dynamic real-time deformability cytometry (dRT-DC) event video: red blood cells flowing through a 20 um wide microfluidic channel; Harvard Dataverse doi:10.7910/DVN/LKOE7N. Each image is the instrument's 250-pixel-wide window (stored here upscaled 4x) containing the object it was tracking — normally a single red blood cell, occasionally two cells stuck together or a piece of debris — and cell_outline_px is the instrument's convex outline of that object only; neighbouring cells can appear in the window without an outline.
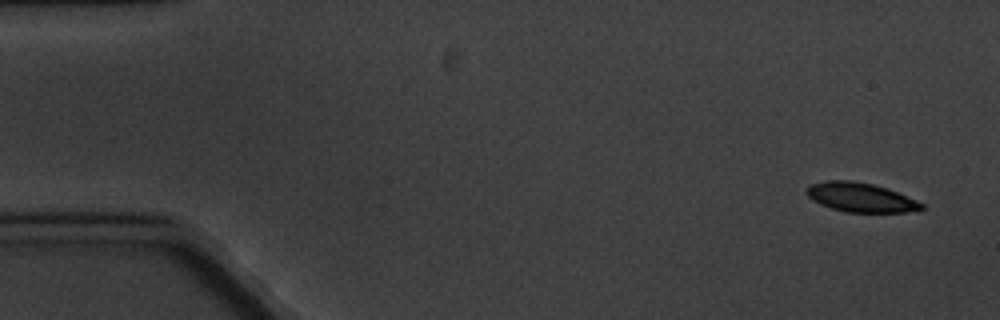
{"species": "common noctule bat (a hibernating species)", "species_latin": "Nyctalus noctula", "temperature_condition": "cold", "stored_images_in_passage": 5, "camera_frame_rate_fps": 3000, "um_per_image_px": 0.085, "animal": {"sex": "male", "body_mass_g": 20.1, "forearm_length_mm": 53.5}, "frame": {"image": 1, "passage_image": 1, "time_ms": 0.0, "image_size_px": [1000, 320], "cell_outline_px": [[924, 208], [904, 212], [848, 212], [832, 208], [820, 204], [812, 200], [804, 192], [808, 184], [828, 180], [852, 180], [872, 184], [888, 188], [916, 200], [924, 204]], "centroid_in_image_um": [73.1, 16.76], "position_along_channel_um": 11.9, "area_um2": 19.59}}
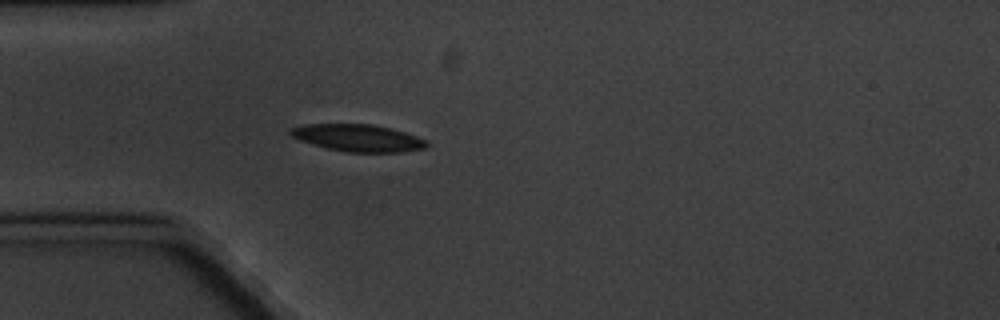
{"frame": {"image": 2, "passage_image": 5, "time_ms": 4.667, "image_size_px": [1000, 320], "cell_outline_px": [[428, 144], [424, 148], [404, 152], [344, 152], [312, 144], [300, 140], [292, 136], [288, 132], [292, 128], [304, 124], [372, 124], [392, 128], [428, 140]], "centroid_in_image_um": [30.45, 11.72], "position_along_channel_um": 54.6, "area_um2": 21.5}}